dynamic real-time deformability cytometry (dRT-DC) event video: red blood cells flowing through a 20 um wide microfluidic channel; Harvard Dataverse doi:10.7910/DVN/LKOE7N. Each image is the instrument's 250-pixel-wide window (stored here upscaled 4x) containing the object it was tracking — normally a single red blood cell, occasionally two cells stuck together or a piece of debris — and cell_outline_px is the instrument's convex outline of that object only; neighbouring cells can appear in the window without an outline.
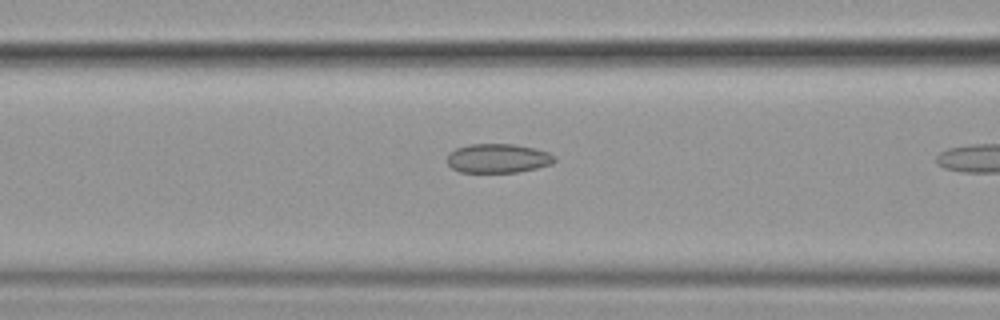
{"species": "common noctule bat (a hibernating species)", "species_latin": "Nyctalus noctula", "temperature_condition": "cold", "stored_images_in_passage": 41, "camera_frame_rate_fps": 3000, "um_per_image_px": 0.085, "animal": {"sex": "female", "body_mass_g": 19.9}, "frame": {"image": 1, "passage_image": 18, "time_ms": 5.667, "image_size_px": [1000, 320], "cell_outline_px": [[556, 160], [552, 164], [536, 168], [516, 172], [460, 172], [452, 168], [448, 164], [448, 152], [456, 148], [468, 144], [512, 144], [536, 148], [548, 152], [556, 156]], "centroid_in_image_um": [42.33, 13.45], "position_along_channel_um": 124.3, "area_um2": 18.32}}
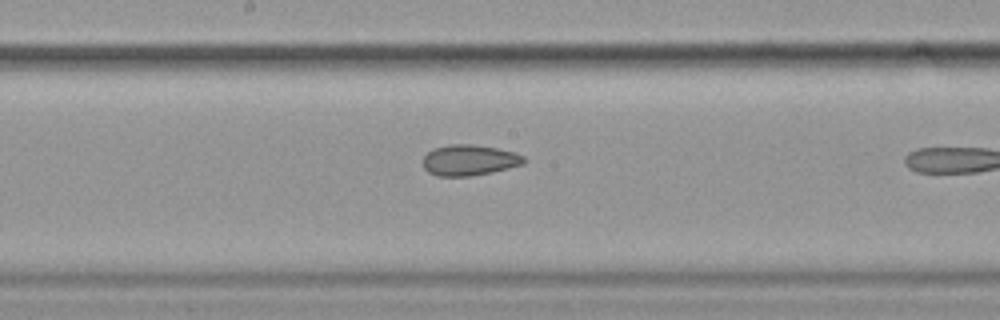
{"frame": {"image": 2, "passage_image": 25, "time_ms": 8.0, "image_size_px": [1000, 320], "cell_outline_px": [[524, 164], [492, 172], [468, 176], [436, 176], [428, 172], [424, 168], [424, 156], [432, 148], [448, 144], [472, 144], [496, 148], [516, 152], [524, 156]], "centroid_in_image_um": [39.88, 13.6], "position_along_channel_um": 208.3, "area_um2": 18.15}}
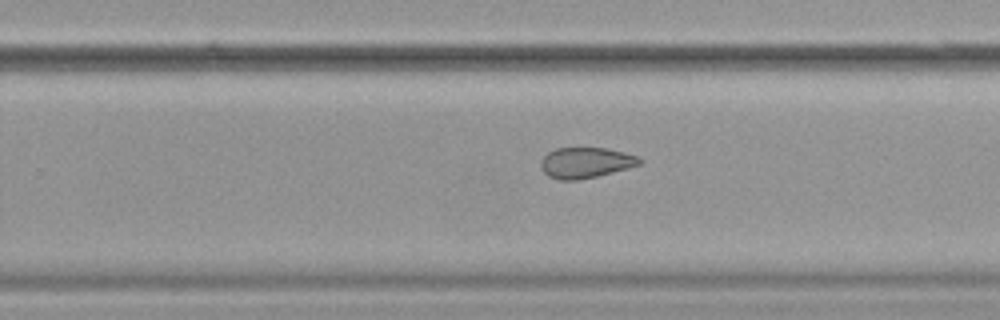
{"frame": {"image": 3, "passage_image": 31, "time_ms": 10.0, "image_size_px": [1000, 320], "cell_outline_px": [[644, 160], [640, 164], [628, 168], [596, 176], [576, 180], [560, 180], [548, 176], [544, 172], [540, 164], [540, 160], [548, 152], [556, 148], [608, 148], [640, 156]], "centroid_in_image_um": [49.8, 13.82], "position_along_channel_um": 280.0, "area_um2": 17.69}}